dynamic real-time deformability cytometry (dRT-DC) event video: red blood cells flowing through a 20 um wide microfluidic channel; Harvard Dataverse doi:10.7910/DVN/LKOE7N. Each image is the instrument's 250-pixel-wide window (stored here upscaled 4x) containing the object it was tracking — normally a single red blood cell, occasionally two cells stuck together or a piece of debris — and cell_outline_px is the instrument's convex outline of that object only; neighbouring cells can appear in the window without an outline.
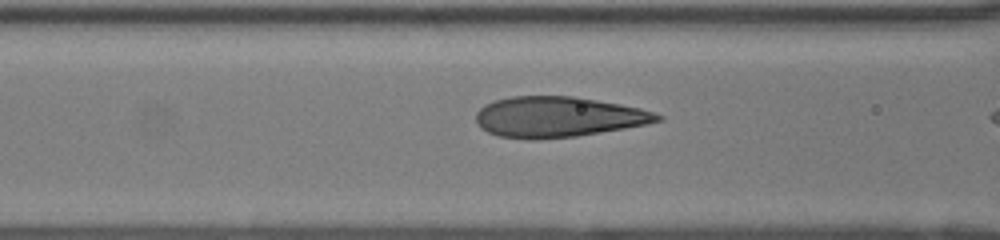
{"species": "human", "species_latin": "Homo sapiens", "temperature_condition": "room temperature", "stored_images_in_passage": 7, "camera_frame_rate_fps": 3000, "um_per_image_px": 0.085, "donor": {"sex": "female"}, "frame": {"image": 1, "passage_image": 5, "time_ms": 1.333, "image_size_px": [1000, 240], "cell_outline_px": [[664, 120], [624, 128], [576, 136], [540, 140], [528, 140], [496, 136], [480, 128], [476, 120], [476, 112], [484, 104], [496, 100], [512, 96], [572, 96], [620, 104], [640, 108], [664, 116]], "centroid_in_image_um": [47.39, 9.95], "position_along_channel_um": 119.2, "area_um2": 42.95}}